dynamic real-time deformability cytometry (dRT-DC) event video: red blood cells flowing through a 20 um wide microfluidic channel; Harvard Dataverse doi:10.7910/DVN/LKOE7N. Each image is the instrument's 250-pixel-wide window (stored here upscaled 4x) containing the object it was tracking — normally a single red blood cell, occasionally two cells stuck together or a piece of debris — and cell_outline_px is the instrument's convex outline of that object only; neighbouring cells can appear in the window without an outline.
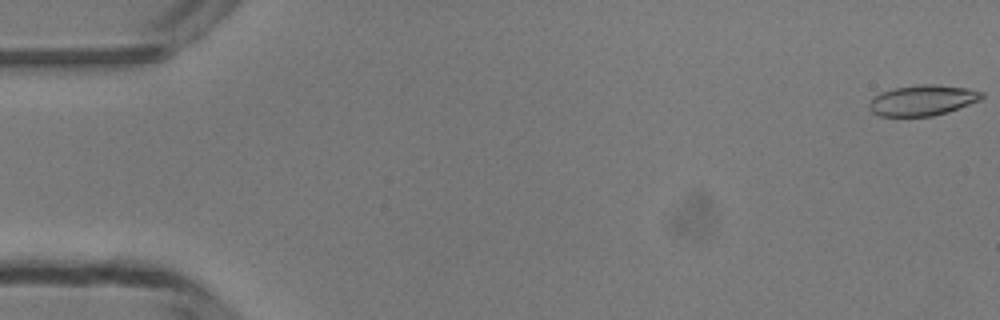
{"species": "common noctule bat (a hibernating species)", "species_latin": "Nyctalus noctula", "temperature_condition": "room temperature", "stored_images_in_passage": 49, "camera_frame_rate_fps": 3000, "um_per_image_px": 0.085, "animal": {"sex": "male", "body_mass_g": 13.3}, "frame": {"image": 1, "passage_image": 1, "time_ms": 0.0, "image_size_px": [1000, 320], "cell_outline_px": [[984, 96], [980, 100], [948, 112], [932, 116], [880, 116], [872, 112], [868, 108], [868, 104], [880, 92], [892, 88], [920, 84], [936, 84], [968, 88], [984, 92]], "centroid_in_image_um": [78.43, 8.52], "position_along_channel_um": 6.6, "area_um2": 20.17}}
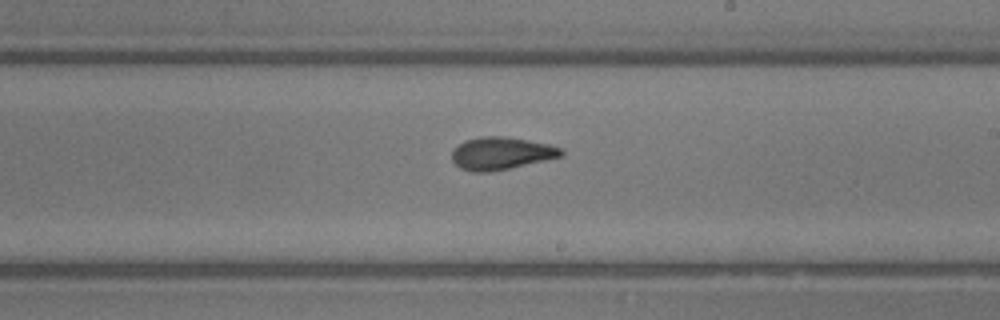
{"frame": {"image": 2, "passage_image": 29, "time_ms": 9.333, "image_size_px": [1000, 320], "cell_outline_px": [[564, 156], [508, 168], [488, 172], [472, 172], [460, 168], [452, 160], [452, 148], [464, 140], [480, 136], [504, 136], [548, 144], [560, 148], [564, 152]], "centroid_in_image_um": [42.56, 13.03], "position_along_channel_um": 246.4, "area_um2": 20.69}}
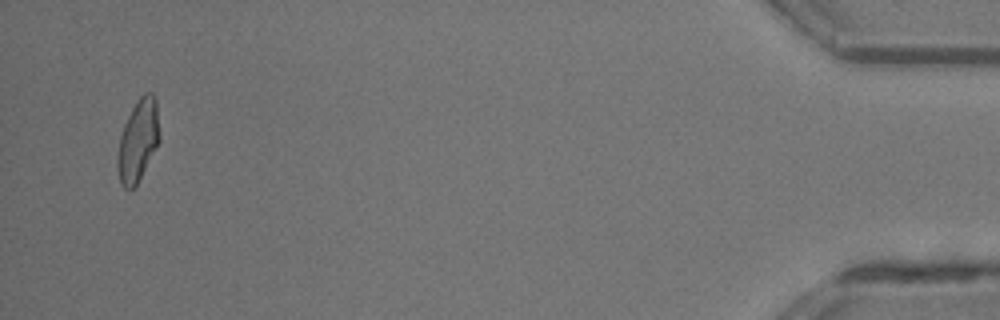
{"frame": {"image": 3, "passage_image": 48, "time_ms": 15.667, "image_size_px": [1000, 320], "cell_outline_px": [[160, 140], [156, 148], [136, 184], [132, 188], [124, 188], [120, 184], [116, 168], [116, 160], [120, 136], [124, 124], [132, 108], [140, 96], [144, 92], [152, 92], [156, 100], [160, 132]], "centroid_in_image_um": [11.72, 11.93], "position_along_channel_um": 423.5, "area_um2": 20.06}, "authors_computed_cell_mechanics": {"area_um2": 20.3456, "velocity_mm_per_s": 4.1922, "shape_relaxation_time_tau1_ms": 7.2064, "shape_relaxation_time_tau2_ms": 2.0713, "deformation_change_tau1": 0.2104, "deformation_change_tau2": 0.0888}}